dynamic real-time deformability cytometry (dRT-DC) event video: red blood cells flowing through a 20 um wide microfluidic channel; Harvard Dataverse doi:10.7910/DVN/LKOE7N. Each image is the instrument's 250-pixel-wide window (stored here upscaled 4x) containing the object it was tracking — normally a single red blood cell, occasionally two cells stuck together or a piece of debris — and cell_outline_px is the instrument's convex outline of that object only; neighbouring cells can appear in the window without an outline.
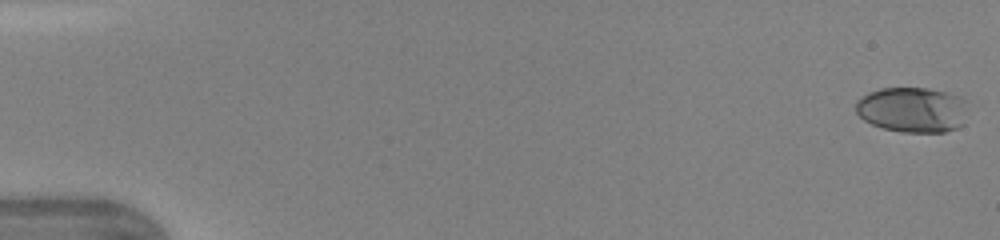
{"species": "human", "species_latin": "Homo sapiens", "temperature_condition": "warm", "stored_images_in_passage": 47, "camera_frame_rate_fps": 3000, "um_per_image_px": 0.085, "donor": {"sex": "female"}, "frame": {"image": 1, "passage_image": 1, "time_ms": 0.0, "image_size_px": [1000, 240], "cell_outline_px": [[964, 124], [956, 128], [944, 132], [904, 132], [884, 128], [872, 124], [864, 120], [856, 112], [856, 100], [868, 92], [880, 88], [928, 88], [960, 96], [964, 100]], "centroid_in_image_um": [77.52, 9.32], "position_along_channel_um": 7.5, "area_um2": 29.42}}
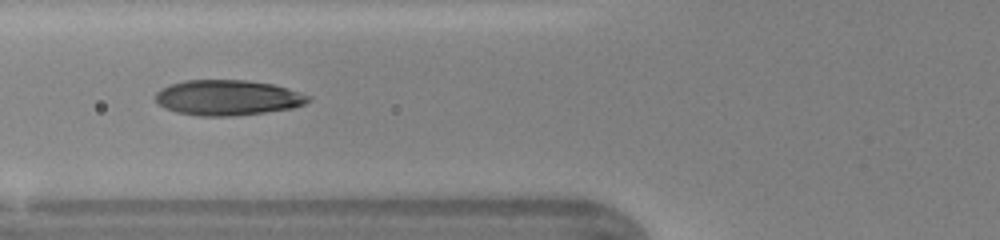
{"frame": {"image": 2, "passage_image": 19, "time_ms": 6.0, "image_size_px": [1000, 240], "cell_outline_px": [[312, 100], [304, 104], [292, 108], [236, 116], [200, 116], [176, 112], [164, 108], [156, 100], [156, 92], [172, 84], [184, 80], [248, 80], [272, 84], [288, 88], [312, 96]], "centroid_in_image_um": [19.39, 8.3], "position_along_channel_um": 106.4, "area_um2": 31.5}}
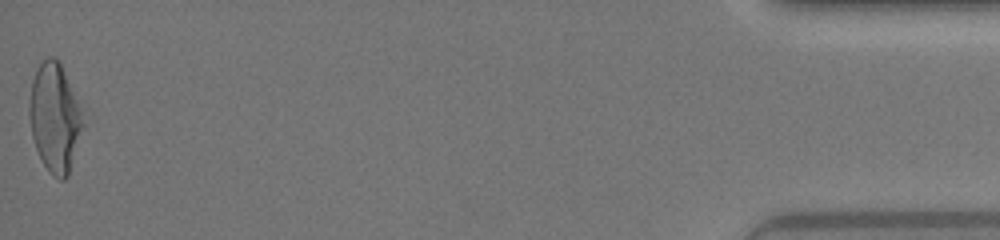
{"frame": {"image": 3, "passage_image": 47, "time_ms": 15.333, "image_size_px": [1000, 240], "cell_outline_px": [[84, 124], [68, 176], [64, 180], [60, 180], [52, 176], [48, 172], [36, 148], [32, 136], [28, 112], [28, 104], [32, 80], [36, 68], [48, 56], [52, 56], [60, 64], [80, 108]], "centroid_in_image_um": [4.62, 10.04], "position_along_channel_um": 430.6, "area_um2": 33.52}, "authors_computed_cell_mechanics": {"area_um2": 31.0386, "velocity_mm_per_s": 4.3827, "shape_relaxation_time_tau1_ms": 4.5821, "shape_relaxation_time_tau2_ms": 0.8592, "deformation_change_tau1": 0.202, "deformation_change_tau2": 0.0849}}